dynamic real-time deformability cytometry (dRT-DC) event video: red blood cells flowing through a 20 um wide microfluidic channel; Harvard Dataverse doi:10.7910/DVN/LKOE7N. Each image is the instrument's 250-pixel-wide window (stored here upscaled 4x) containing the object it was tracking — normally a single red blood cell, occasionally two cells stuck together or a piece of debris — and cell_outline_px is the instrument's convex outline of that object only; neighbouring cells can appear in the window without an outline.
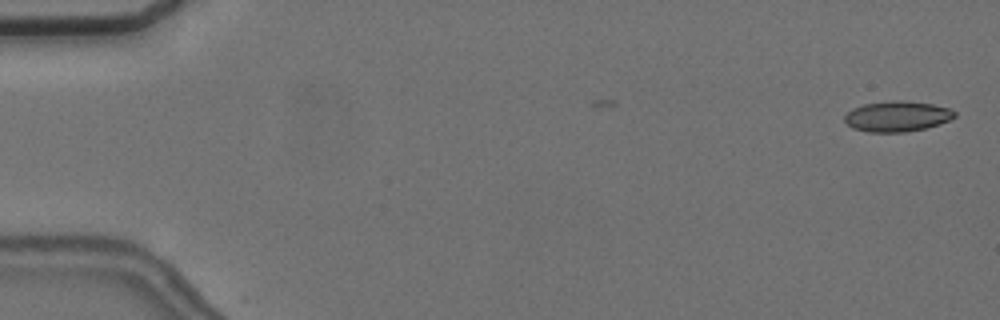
{"species": "common noctule bat (a hibernating species)", "species_latin": "Nyctalus noctula", "temperature_condition": "cold", "stored_images_in_passage": 7, "camera_frame_rate_fps": 3000, "um_per_image_px": 0.085, "animal": {"sex": "female", "body_mass_g": 24.6, "forearm_length_mm": 56.2}, "frame": {"image": 1, "passage_image": 1, "time_ms": 0.0, "image_size_px": [1000, 320], "cell_outline_px": [[956, 116], [940, 124], [924, 128], [904, 132], [868, 132], [852, 128], [844, 120], [844, 116], [852, 108], [864, 104], [896, 100], [900, 100], [932, 104], [948, 108], [956, 112]], "centroid_in_image_um": [76.24, 9.89], "position_along_channel_um": 8.8, "area_um2": 19.42}}